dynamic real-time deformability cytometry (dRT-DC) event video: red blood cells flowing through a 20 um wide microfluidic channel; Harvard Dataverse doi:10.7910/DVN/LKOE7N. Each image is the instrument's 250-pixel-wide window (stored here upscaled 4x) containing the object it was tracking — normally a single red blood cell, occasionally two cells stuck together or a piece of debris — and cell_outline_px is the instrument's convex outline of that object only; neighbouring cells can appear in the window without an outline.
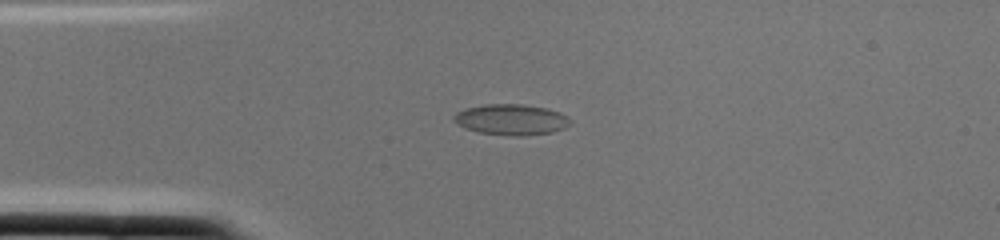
{"species": "common noctule bat (a hibernating species)", "species_latin": "Nyctalus noctula", "temperature_condition": "cold", "stored_images_in_passage": 1, "camera_frame_rate_fps": 3000, "um_per_image_px": 0.085, "animal": {"sex": "female", "body_mass_g": 22.0, "forearm_length_mm": 56.7}, "frame": {"image": 1, "passage_image": 1, "time_ms": 0.0, "image_size_px": [1000, 240], "cell_outline_px": [[572, 124], [564, 128], [552, 132], [524, 136], [516, 136], [480, 132], [464, 128], [456, 124], [452, 120], [452, 116], [456, 112], [464, 108], [484, 104], [520, 104], [544, 108], [560, 112], [568, 116], [572, 120]], "centroid_in_image_um": [43.44, 10.16], "position_along_channel_um": 41.6, "area_um2": 21.1}}